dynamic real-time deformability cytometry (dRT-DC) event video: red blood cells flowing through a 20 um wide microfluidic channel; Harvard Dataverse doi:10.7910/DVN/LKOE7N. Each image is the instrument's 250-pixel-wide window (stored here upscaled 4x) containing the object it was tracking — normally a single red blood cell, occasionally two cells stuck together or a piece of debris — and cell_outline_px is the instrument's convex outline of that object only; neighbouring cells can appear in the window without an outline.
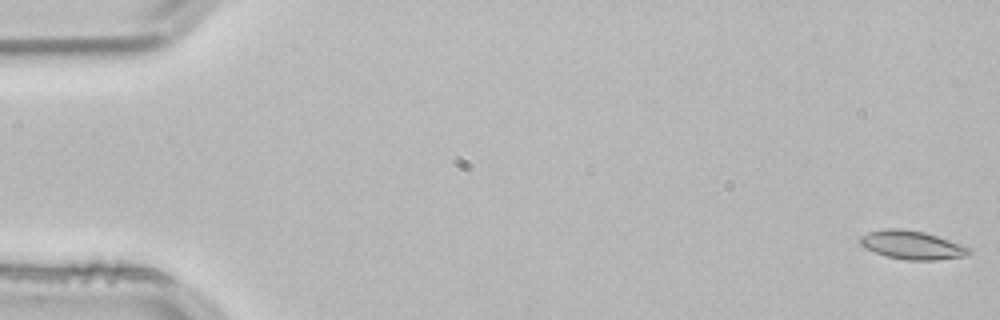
{"species": "common noctule bat (a hibernating species)", "species_latin": "Nyctalus noctula", "temperature_condition": "room temperature", "stored_images_in_passage": 54, "camera_frame_rate_fps": 3000, "um_per_image_px": 0.085, "animal": {"sex": "male", "body_mass_g": 21.5, "forearm_length_mm": 52.0}, "frame": {"image": 1, "passage_image": 1, "time_ms": 0.0, "image_size_px": [1000, 320], "cell_outline_px": [[972, 252], [968, 256], [936, 260], [908, 260], [888, 256], [864, 248], [860, 244], [860, 236], [868, 232], [884, 228], [900, 228], [924, 232], [972, 248]], "centroid_in_image_um": [77.53, 20.82], "position_along_channel_um": 7.5, "area_um2": 18.09}}
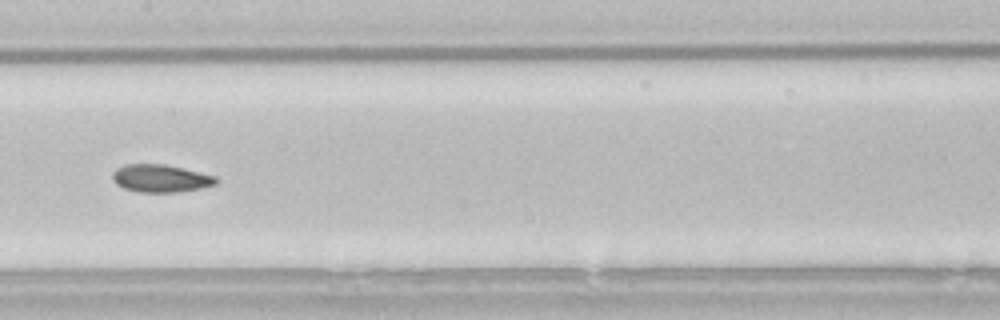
{"frame": {"image": 2, "passage_image": 27, "time_ms": 8.667, "image_size_px": [1000, 320], "cell_outline_px": [[220, 180], [216, 184], [200, 188], [176, 192], [140, 192], [124, 188], [116, 184], [112, 180], [112, 172], [116, 168], [124, 164], [164, 164], [184, 168], [216, 176]], "centroid_in_image_um": [13.65, 15.15], "position_along_channel_um": 193.8, "area_um2": 16.82}}
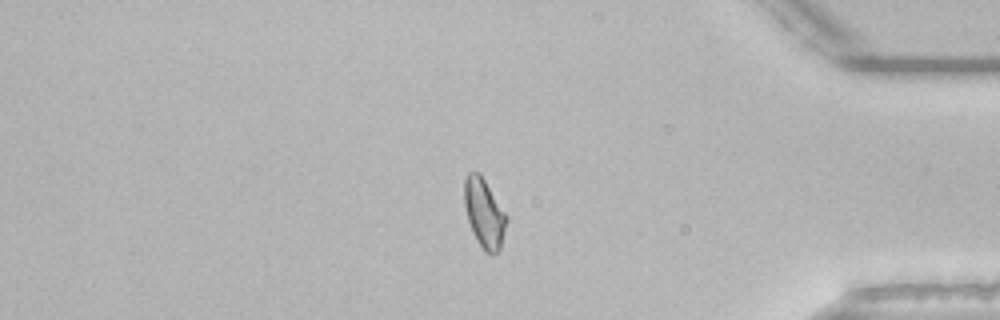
{"frame": {"image": 3, "passage_image": 45, "time_ms": 14.667, "image_size_px": [1000, 320], "cell_outline_px": [[508, 220], [500, 248], [492, 256], [484, 252], [476, 240], [472, 232], [468, 220], [464, 204], [464, 180], [468, 172], [480, 172], [508, 216]], "centroid_in_image_um": [41.16, 18.13], "position_along_channel_um": 394.0, "area_um2": 17.22}, "authors_computed_cell_mechanics": {"area_um2": 16.8487, "velocity_mm_per_s": 3.8329, "shape_relaxation_time_tau1_ms": 7.4777, "shape_relaxation_time_tau2_ms": 2.0403, "deformation_change_tau1": 0.1717, "deformation_change_tau2": 0.0562}}